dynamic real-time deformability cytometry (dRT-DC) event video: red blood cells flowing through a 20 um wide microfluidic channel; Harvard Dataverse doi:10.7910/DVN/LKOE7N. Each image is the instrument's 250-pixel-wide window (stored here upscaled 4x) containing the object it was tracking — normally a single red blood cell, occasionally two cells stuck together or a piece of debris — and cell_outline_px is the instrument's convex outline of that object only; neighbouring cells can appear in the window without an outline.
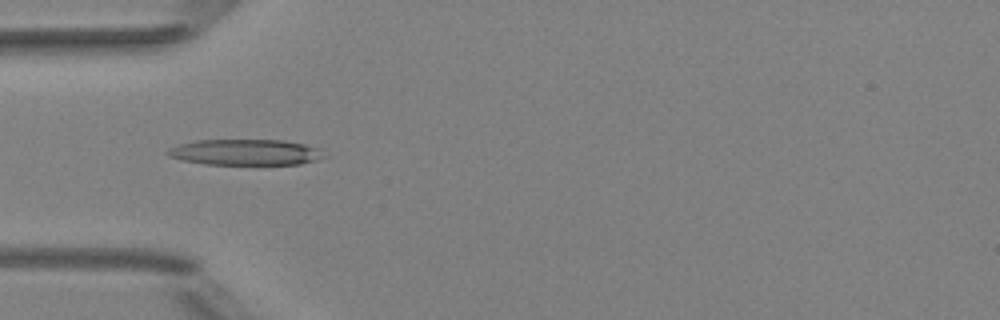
{"species": "Egyptian fruit bat (a non-hibernating species)", "species_latin": "Rousettus aegyptiacus", "temperature_condition": "room temperature", "stored_images_in_passage": 7, "camera_frame_rate_fps": 3000, "um_per_image_px": 0.085, "animal": {"sex": "female"}, "frame": {"image": 1, "passage_image": 5, "time_ms": 4.667, "image_size_px": [1000, 320], "cell_outline_px": [[324, 156], [316, 160], [300, 164], [204, 164], [180, 160], [168, 156], [164, 152], [168, 148], [180, 144], [196, 140], [284, 140], [304, 144], [320, 148]], "centroid_in_image_um": [20.81, 12.94], "position_along_channel_um": 64.2, "area_um2": 23.64}}
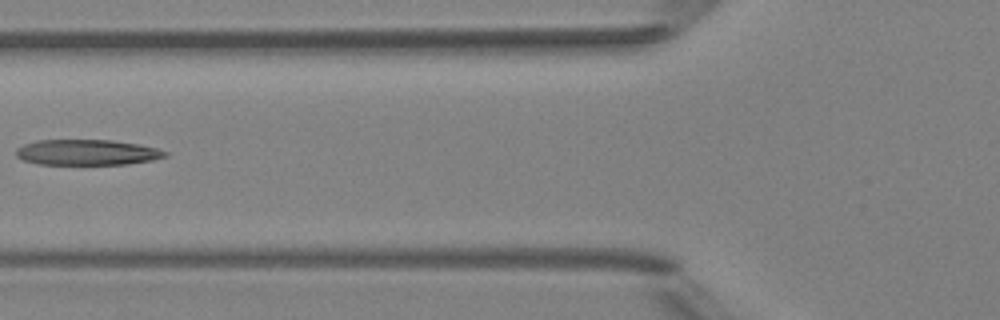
{"frame": {"image": 2, "passage_image": 6, "time_ms": 6.0, "image_size_px": [1000, 320], "cell_outline_px": [[168, 156], [152, 160], [128, 164], [40, 164], [24, 160], [16, 156], [16, 148], [24, 144], [36, 140], [112, 140], [136, 144], [156, 148], [168, 152]], "centroid_in_image_um": [7.39, 12.95], "position_along_channel_um": 118.4, "area_um2": 22.14}}
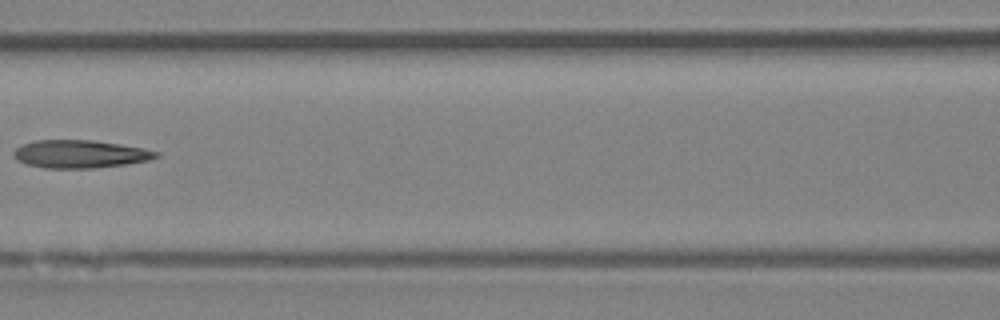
{"frame": {"image": 3, "passage_image": 7, "time_ms": 7.0, "image_size_px": [1000, 320], "cell_outline_px": [[160, 156], [148, 160], [124, 164], [92, 168], [44, 168], [28, 164], [16, 160], [12, 152], [16, 148], [24, 144], [36, 140], [92, 140], [120, 144], [144, 148], [160, 152]], "centroid_in_image_um": [6.81, 13.09], "position_along_channel_um": 159.8, "area_um2": 23.06}}